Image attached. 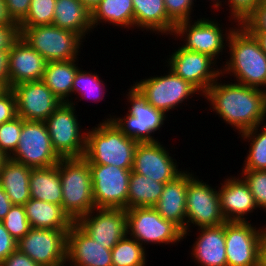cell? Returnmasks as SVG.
Instances as JSON below:
<instances>
[{
  "mask_svg": "<svg viewBox=\"0 0 266 266\" xmlns=\"http://www.w3.org/2000/svg\"><path fill=\"white\" fill-rule=\"evenodd\" d=\"M167 74L136 81L133 87L155 109L165 115L192 96L202 95L190 82L176 75L170 68Z\"/></svg>",
  "mask_w": 266,
  "mask_h": 266,
  "instance_id": "obj_7",
  "label": "cell"
},
{
  "mask_svg": "<svg viewBox=\"0 0 266 266\" xmlns=\"http://www.w3.org/2000/svg\"><path fill=\"white\" fill-rule=\"evenodd\" d=\"M8 15L11 19L16 22L20 23L28 14L29 6L31 0H4Z\"/></svg>",
  "mask_w": 266,
  "mask_h": 266,
  "instance_id": "obj_45",
  "label": "cell"
},
{
  "mask_svg": "<svg viewBox=\"0 0 266 266\" xmlns=\"http://www.w3.org/2000/svg\"><path fill=\"white\" fill-rule=\"evenodd\" d=\"M56 0H31L28 14L19 27L52 25Z\"/></svg>",
  "mask_w": 266,
  "mask_h": 266,
  "instance_id": "obj_36",
  "label": "cell"
},
{
  "mask_svg": "<svg viewBox=\"0 0 266 266\" xmlns=\"http://www.w3.org/2000/svg\"><path fill=\"white\" fill-rule=\"evenodd\" d=\"M76 224L107 249H112L128 234L127 214L120 208H94Z\"/></svg>",
  "mask_w": 266,
  "mask_h": 266,
  "instance_id": "obj_17",
  "label": "cell"
},
{
  "mask_svg": "<svg viewBox=\"0 0 266 266\" xmlns=\"http://www.w3.org/2000/svg\"><path fill=\"white\" fill-rule=\"evenodd\" d=\"M18 24L8 15L7 7L4 0H0V25Z\"/></svg>",
  "mask_w": 266,
  "mask_h": 266,
  "instance_id": "obj_50",
  "label": "cell"
},
{
  "mask_svg": "<svg viewBox=\"0 0 266 266\" xmlns=\"http://www.w3.org/2000/svg\"><path fill=\"white\" fill-rule=\"evenodd\" d=\"M240 135L244 141H251L242 170H266V127L261 124Z\"/></svg>",
  "mask_w": 266,
  "mask_h": 266,
  "instance_id": "obj_33",
  "label": "cell"
},
{
  "mask_svg": "<svg viewBox=\"0 0 266 266\" xmlns=\"http://www.w3.org/2000/svg\"><path fill=\"white\" fill-rule=\"evenodd\" d=\"M164 185V183L153 181L144 175L131 172L127 209L154 207L163 192Z\"/></svg>",
  "mask_w": 266,
  "mask_h": 266,
  "instance_id": "obj_32",
  "label": "cell"
},
{
  "mask_svg": "<svg viewBox=\"0 0 266 266\" xmlns=\"http://www.w3.org/2000/svg\"><path fill=\"white\" fill-rule=\"evenodd\" d=\"M167 16L175 23L191 20L194 0H164Z\"/></svg>",
  "mask_w": 266,
  "mask_h": 266,
  "instance_id": "obj_40",
  "label": "cell"
},
{
  "mask_svg": "<svg viewBox=\"0 0 266 266\" xmlns=\"http://www.w3.org/2000/svg\"><path fill=\"white\" fill-rule=\"evenodd\" d=\"M230 7V19L242 25L244 21L254 12L262 0H227ZM226 2V0H225Z\"/></svg>",
  "mask_w": 266,
  "mask_h": 266,
  "instance_id": "obj_41",
  "label": "cell"
},
{
  "mask_svg": "<svg viewBox=\"0 0 266 266\" xmlns=\"http://www.w3.org/2000/svg\"><path fill=\"white\" fill-rule=\"evenodd\" d=\"M192 172L183 170L174 180L165 183L154 209L165 220L172 221L183 232H186V194L188 179Z\"/></svg>",
  "mask_w": 266,
  "mask_h": 266,
  "instance_id": "obj_23",
  "label": "cell"
},
{
  "mask_svg": "<svg viewBox=\"0 0 266 266\" xmlns=\"http://www.w3.org/2000/svg\"><path fill=\"white\" fill-rule=\"evenodd\" d=\"M16 97L17 116L27 121H46L62 103L43 81L17 84L11 88Z\"/></svg>",
  "mask_w": 266,
  "mask_h": 266,
  "instance_id": "obj_19",
  "label": "cell"
},
{
  "mask_svg": "<svg viewBox=\"0 0 266 266\" xmlns=\"http://www.w3.org/2000/svg\"><path fill=\"white\" fill-rule=\"evenodd\" d=\"M213 3V7L212 8H215L217 10H219V8H221L220 6H222V1L220 0H211Z\"/></svg>",
  "mask_w": 266,
  "mask_h": 266,
  "instance_id": "obj_54",
  "label": "cell"
},
{
  "mask_svg": "<svg viewBox=\"0 0 266 266\" xmlns=\"http://www.w3.org/2000/svg\"><path fill=\"white\" fill-rule=\"evenodd\" d=\"M224 183V184H223ZM218 187L220 206L226 221H248L245 216L257 209L254 196L244 179L231 176ZM246 218V219H245Z\"/></svg>",
  "mask_w": 266,
  "mask_h": 266,
  "instance_id": "obj_22",
  "label": "cell"
},
{
  "mask_svg": "<svg viewBox=\"0 0 266 266\" xmlns=\"http://www.w3.org/2000/svg\"><path fill=\"white\" fill-rule=\"evenodd\" d=\"M0 266H40V265L35 261H33L26 254L16 249L3 262L0 263Z\"/></svg>",
  "mask_w": 266,
  "mask_h": 266,
  "instance_id": "obj_47",
  "label": "cell"
},
{
  "mask_svg": "<svg viewBox=\"0 0 266 266\" xmlns=\"http://www.w3.org/2000/svg\"><path fill=\"white\" fill-rule=\"evenodd\" d=\"M6 88L0 83V94L3 93Z\"/></svg>",
  "mask_w": 266,
  "mask_h": 266,
  "instance_id": "obj_56",
  "label": "cell"
},
{
  "mask_svg": "<svg viewBox=\"0 0 266 266\" xmlns=\"http://www.w3.org/2000/svg\"><path fill=\"white\" fill-rule=\"evenodd\" d=\"M87 130L84 158L89 165H113L132 169L139 142L126 136L111 119Z\"/></svg>",
  "mask_w": 266,
  "mask_h": 266,
  "instance_id": "obj_3",
  "label": "cell"
},
{
  "mask_svg": "<svg viewBox=\"0 0 266 266\" xmlns=\"http://www.w3.org/2000/svg\"><path fill=\"white\" fill-rule=\"evenodd\" d=\"M9 88L31 81H41L47 60L19 37L9 50Z\"/></svg>",
  "mask_w": 266,
  "mask_h": 266,
  "instance_id": "obj_21",
  "label": "cell"
},
{
  "mask_svg": "<svg viewBox=\"0 0 266 266\" xmlns=\"http://www.w3.org/2000/svg\"><path fill=\"white\" fill-rule=\"evenodd\" d=\"M22 124L23 118L19 116L0 124V152L6 158H9L17 148Z\"/></svg>",
  "mask_w": 266,
  "mask_h": 266,
  "instance_id": "obj_38",
  "label": "cell"
},
{
  "mask_svg": "<svg viewBox=\"0 0 266 266\" xmlns=\"http://www.w3.org/2000/svg\"><path fill=\"white\" fill-rule=\"evenodd\" d=\"M226 222L220 206V197L218 190L212 188L209 184L199 180L192 175L188 179L186 194V232H183V238L188 234L191 226L215 227ZM190 223V224H189Z\"/></svg>",
  "mask_w": 266,
  "mask_h": 266,
  "instance_id": "obj_13",
  "label": "cell"
},
{
  "mask_svg": "<svg viewBox=\"0 0 266 266\" xmlns=\"http://www.w3.org/2000/svg\"><path fill=\"white\" fill-rule=\"evenodd\" d=\"M17 117L16 97L11 88L0 94V124Z\"/></svg>",
  "mask_w": 266,
  "mask_h": 266,
  "instance_id": "obj_42",
  "label": "cell"
},
{
  "mask_svg": "<svg viewBox=\"0 0 266 266\" xmlns=\"http://www.w3.org/2000/svg\"><path fill=\"white\" fill-rule=\"evenodd\" d=\"M20 37L47 60H78L83 38L74 31L54 25L19 27Z\"/></svg>",
  "mask_w": 266,
  "mask_h": 266,
  "instance_id": "obj_5",
  "label": "cell"
},
{
  "mask_svg": "<svg viewBox=\"0 0 266 266\" xmlns=\"http://www.w3.org/2000/svg\"><path fill=\"white\" fill-rule=\"evenodd\" d=\"M169 154V150L159 141L139 142L135 149L132 172L159 183L170 182L183 170L180 171L177 161Z\"/></svg>",
  "mask_w": 266,
  "mask_h": 266,
  "instance_id": "obj_18",
  "label": "cell"
},
{
  "mask_svg": "<svg viewBox=\"0 0 266 266\" xmlns=\"http://www.w3.org/2000/svg\"><path fill=\"white\" fill-rule=\"evenodd\" d=\"M241 177L247 183L260 210H266V170H241ZM266 212V211H265Z\"/></svg>",
  "mask_w": 266,
  "mask_h": 266,
  "instance_id": "obj_39",
  "label": "cell"
},
{
  "mask_svg": "<svg viewBox=\"0 0 266 266\" xmlns=\"http://www.w3.org/2000/svg\"><path fill=\"white\" fill-rule=\"evenodd\" d=\"M62 186V208L76 223L95 208L89 162L84 158H61L57 163Z\"/></svg>",
  "mask_w": 266,
  "mask_h": 266,
  "instance_id": "obj_4",
  "label": "cell"
},
{
  "mask_svg": "<svg viewBox=\"0 0 266 266\" xmlns=\"http://www.w3.org/2000/svg\"><path fill=\"white\" fill-rule=\"evenodd\" d=\"M12 206L13 203L7 196L4 189L0 186V221L6 217V214L9 212Z\"/></svg>",
  "mask_w": 266,
  "mask_h": 266,
  "instance_id": "obj_49",
  "label": "cell"
},
{
  "mask_svg": "<svg viewBox=\"0 0 266 266\" xmlns=\"http://www.w3.org/2000/svg\"><path fill=\"white\" fill-rule=\"evenodd\" d=\"M134 27L172 35L176 24L167 16L164 0H132Z\"/></svg>",
  "mask_w": 266,
  "mask_h": 266,
  "instance_id": "obj_25",
  "label": "cell"
},
{
  "mask_svg": "<svg viewBox=\"0 0 266 266\" xmlns=\"http://www.w3.org/2000/svg\"><path fill=\"white\" fill-rule=\"evenodd\" d=\"M248 31H266V0L242 24Z\"/></svg>",
  "mask_w": 266,
  "mask_h": 266,
  "instance_id": "obj_43",
  "label": "cell"
},
{
  "mask_svg": "<svg viewBox=\"0 0 266 266\" xmlns=\"http://www.w3.org/2000/svg\"><path fill=\"white\" fill-rule=\"evenodd\" d=\"M75 62L77 60L47 62L44 70L43 83L61 102H68L72 95L74 77L80 68Z\"/></svg>",
  "mask_w": 266,
  "mask_h": 266,
  "instance_id": "obj_29",
  "label": "cell"
},
{
  "mask_svg": "<svg viewBox=\"0 0 266 266\" xmlns=\"http://www.w3.org/2000/svg\"><path fill=\"white\" fill-rule=\"evenodd\" d=\"M9 159L31 168H47L60 161L44 121L23 119L19 142Z\"/></svg>",
  "mask_w": 266,
  "mask_h": 266,
  "instance_id": "obj_12",
  "label": "cell"
},
{
  "mask_svg": "<svg viewBox=\"0 0 266 266\" xmlns=\"http://www.w3.org/2000/svg\"><path fill=\"white\" fill-rule=\"evenodd\" d=\"M68 231L31 228L17 242V249L40 266H65Z\"/></svg>",
  "mask_w": 266,
  "mask_h": 266,
  "instance_id": "obj_15",
  "label": "cell"
},
{
  "mask_svg": "<svg viewBox=\"0 0 266 266\" xmlns=\"http://www.w3.org/2000/svg\"><path fill=\"white\" fill-rule=\"evenodd\" d=\"M219 26H221L220 23L211 18L210 20L200 18L194 22L192 20L182 21L176 24L172 35L175 36V40L176 37L184 38L181 47L185 50L206 54L217 62V58L220 59L219 56L223 55L230 33L235 28L233 26L228 30H221L223 26Z\"/></svg>",
  "mask_w": 266,
  "mask_h": 266,
  "instance_id": "obj_11",
  "label": "cell"
},
{
  "mask_svg": "<svg viewBox=\"0 0 266 266\" xmlns=\"http://www.w3.org/2000/svg\"><path fill=\"white\" fill-rule=\"evenodd\" d=\"M217 79L202 95L212 110L241 134L266 120V91Z\"/></svg>",
  "mask_w": 266,
  "mask_h": 266,
  "instance_id": "obj_1",
  "label": "cell"
},
{
  "mask_svg": "<svg viewBox=\"0 0 266 266\" xmlns=\"http://www.w3.org/2000/svg\"><path fill=\"white\" fill-rule=\"evenodd\" d=\"M128 91L126 95L131 107L124 118L110 114L106 119H111L126 136L137 142L158 141L152 135L160 131L167 115L152 107L132 85Z\"/></svg>",
  "mask_w": 266,
  "mask_h": 266,
  "instance_id": "obj_8",
  "label": "cell"
},
{
  "mask_svg": "<svg viewBox=\"0 0 266 266\" xmlns=\"http://www.w3.org/2000/svg\"><path fill=\"white\" fill-rule=\"evenodd\" d=\"M5 159H6V157L0 152V168H1V165Z\"/></svg>",
  "mask_w": 266,
  "mask_h": 266,
  "instance_id": "obj_55",
  "label": "cell"
},
{
  "mask_svg": "<svg viewBox=\"0 0 266 266\" xmlns=\"http://www.w3.org/2000/svg\"><path fill=\"white\" fill-rule=\"evenodd\" d=\"M174 51L169 59L167 58L166 62L169 64L166 65L167 68L190 82L202 95L218 78L222 77V67H216V61L210 56L185 50L181 46Z\"/></svg>",
  "mask_w": 266,
  "mask_h": 266,
  "instance_id": "obj_16",
  "label": "cell"
},
{
  "mask_svg": "<svg viewBox=\"0 0 266 266\" xmlns=\"http://www.w3.org/2000/svg\"><path fill=\"white\" fill-rule=\"evenodd\" d=\"M103 22L124 29L134 28L132 0H101L91 11L92 28Z\"/></svg>",
  "mask_w": 266,
  "mask_h": 266,
  "instance_id": "obj_31",
  "label": "cell"
},
{
  "mask_svg": "<svg viewBox=\"0 0 266 266\" xmlns=\"http://www.w3.org/2000/svg\"><path fill=\"white\" fill-rule=\"evenodd\" d=\"M24 207L31 228L70 230L74 224L62 205L31 198Z\"/></svg>",
  "mask_w": 266,
  "mask_h": 266,
  "instance_id": "obj_27",
  "label": "cell"
},
{
  "mask_svg": "<svg viewBox=\"0 0 266 266\" xmlns=\"http://www.w3.org/2000/svg\"><path fill=\"white\" fill-rule=\"evenodd\" d=\"M1 222L17 242L31 229L24 205H13Z\"/></svg>",
  "mask_w": 266,
  "mask_h": 266,
  "instance_id": "obj_37",
  "label": "cell"
},
{
  "mask_svg": "<svg viewBox=\"0 0 266 266\" xmlns=\"http://www.w3.org/2000/svg\"><path fill=\"white\" fill-rule=\"evenodd\" d=\"M31 167L6 158L0 168V186L13 205H24L31 199Z\"/></svg>",
  "mask_w": 266,
  "mask_h": 266,
  "instance_id": "obj_26",
  "label": "cell"
},
{
  "mask_svg": "<svg viewBox=\"0 0 266 266\" xmlns=\"http://www.w3.org/2000/svg\"><path fill=\"white\" fill-rule=\"evenodd\" d=\"M9 51H0V83L7 89L9 88Z\"/></svg>",
  "mask_w": 266,
  "mask_h": 266,
  "instance_id": "obj_48",
  "label": "cell"
},
{
  "mask_svg": "<svg viewBox=\"0 0 266 266\" xmlns=\"http://www.w3.org/2000/svg\"><path fill=\"white\" fill-rule=\"evenodd\" d=\"M200 233L193 244L192 259L198 266H227L225 223L197 229Z\"/></svg>",
  "mask_w": 266,
  "mask_h": 266,
  "instance_id": "obj_24",
  "label": "cell"
},
{
  "mask_svg": "<svg viewBox=\"0 0 266 266\" xmlns=\"http://www.w3.org/2000/svg\"><path fill=\"white\" fill-rule=\"evenodd\" d=\"M90 11L101 1V0H80Z\"/></svg>",
  "mask_w": 266,
  "mask_h": 266,
  "instance_id": "obj_53",
  "label": "cell"
},
{
  "mask_svg": "<svg viewBox=\"0 0 266 266\" xmlns=\"http://www.w3.org/2000/svg\"><path fill=\"white\" fill-rule=\"evenodd\" d=\"M72 97L62 102L45 121L51 144L60 158H81L84 156L87 132L81 129Z\"/></svg>",
  "mask_w": 266,
  "mask_h": 266,
  "instance_id": "obj_6",
  "label": "cell"
},
{
  "mask_svg": "<svg viewBox=\"0 0 266 266\" xmlns=\"http://www.w3.org/2000/svg\"><path fill=\"white\" fill-rule=\"evenodd\" d=\"M95 208L127 210V196L132 169L113 165H89Z\"/></svg>",
  "mask_w": 266,
  "mask_h": 266,
  "instance_id": "obj_14",
  "label": "cell"
},
{
  "mask_svg": "<svg viewBox=\"0 0 266 266\" xmlns=\"http://www.w3.org/2000/svg\"><path fill=\"white\" fill-rule=\"evenodd\" d=\"M55 4L52 25L74 31L85 40L93 29L91 11L80 0H56Z\"/></svg>",
  "mask_w": 266,
  "mask_h": 266,
  "instance_id": "obj_28",
  "label": "cell"
},
{
  "mask_svg": "<svg viewBox=\"0 0 266 266\" xmlns=\"http://www.w3.org/2000/svg\"><path fill=\"white\" fill-rule=\"evenodd\" d=\"M104 81L99 78V74L83 71L82 69H78L74 81H73V87H72V94L76 93L81 95V99H92L93 101L99 102L100 99L105 96L104 95Z\"/></svg>",
  "mask_w": 266,
  "mask_h": 266,
  "instance_id": "obj_35",
  "label": "cell"
},
{
  "mask_svg": "<svg viewBox=\"0 0 266 266\" xmlns=\"http://www.w3.org/2000/svg\"><path fill=\"white\" fill-rule=\"evenodd\" d=\"M20 37L19 25H0V51H9Z\"/></svg>",
  "mask_w": 266,
  "mask_h": 266,
  "instance_id": "obj_44",
  "label": "cell"
},
{
  "mask_svg": "<svg viewBox=\"0 0 266 266\" xmlns=\"http://www.w3.org/2000/svg\"><path fill=\"white\" fill-rule=\"evenodd\" d=\"M17 249V241L4 228L0 221V263Z\"/></svg>",
  "mask_w": 266,
  "mask_h": 266,
  "instance_id": "obj_46",
  "label": "cell"
},
{
  "mask_svg": "<svg viewBox=\"0 0 266 266\" xmlns=\"http://www.w3.org/2000/svg\"><path fill=\"white\" fill-rule=\"evenodd\" d=\"M30 193L33 199L62 205V186L57 165L31 169Z\"/></svg>",
  "mask_w": 266,
  "mask_h": 266,
  "instance_id": "obj_30",
  "label": "cell"
},
{
  "mask_svg": "<svg viewBox=\"0 0 266 266\" xmlns=\"http://www.w3.org/2000/svg\"><path fill=\"white\" fill-rule=\"evenodd\" d=\"M66 262L70 266H112L111 249L104 248L74 223L67 232Z\"/></svg>",
  "mask_w": 266,
  "mask_h": 266,
  "instance_id": "obj_20",
  "label": "cell"
},
{
  "mask_svg": "<svg viewBox=\"0 0 266 266\" xmlns=\"http://www.w3.org/2000/svg\"><path fill=\"white\" fill-rule=\"evenodd\" d=\"M260 266H266V239L264 240L261 248Z\"/></svg>",
  "mask_w": 266,
  "mask_h": 266,
  "instance_id": "obj_52",
  "label": "cell"
},
{
  "mask_svg": "<svg viewBox=\"0 0 266 266\" xmlns=\"http://www.w3.org/2000/svg\"><path fill=\"white\" fill-rule=\"evenodd\" d=\"M253 226L248 221L225 222L227 266H260L261 248L266 239V226L259 229Z\"/></svg>",
  "mask_w": 266,
  "mask_h": 266,
  "instance_id": "obj_10",
  "label": "cell"
},
{
  "mask_svg": "<svg viewBox=\"0 0 266 266\" xmlns=\"http://www.w3.org/2000/svg\"><path fill=\"white\" fill-rule=\"evenodd\" d=\"M258 40L261 49L266 53V31H249Z\"/></svg>",
  "mask_w": 266,
  "mask_h": 266,
  "instance_id": "obj_51",
  "label": "cell"
},
{
  "mask_svg": "<svg viewBox=\"0 0 266 266\" xmlns=\"http://www.w3.org/2000/svg\"><path fill=\"white\" fill-rule=\"evenodd\" d=\"M147 251L137 240L122 238L112 249V266H146Z\"/></svg>",
  "mask_w": 266,
  "mask_h": 266,
  "instance_id": "obj_34",
  "label": "cell"
},
{
  "mask_svg": "<svg viewBox=\"0 0 266 266\" xmlns=\"http://www.w3.org/2000/svg\"><path fill=\"white\" fill-rule=\"evenodd\" d=\"M229 59L222 66L221 76L230 74L236 83L266 91V53L258 40L243 25H237L229 35Z\"/></svg>",
  "mask_w": 266,
  "mask_h": 266,
  "instance_id": "obj_2",
  "label": "cell"
},
{
  "mask_svg": "<svg viewBox=\"0 0 266 266\" xmlns=\"http://www.w3.org/2000/svg\"><path fill=\"white\" fill-rule=\"evenodd\" d=\"M128 235L142 246L175 244L183 241V231L172 221L165 220L154 207H135L125 210ZM161 243V244H160Z\"/></svg>",
  "mask_w": 266,
  "mask_h": 266,
  "instance_id": "obj_9",
  "label": "cell"
}]
</instances>
